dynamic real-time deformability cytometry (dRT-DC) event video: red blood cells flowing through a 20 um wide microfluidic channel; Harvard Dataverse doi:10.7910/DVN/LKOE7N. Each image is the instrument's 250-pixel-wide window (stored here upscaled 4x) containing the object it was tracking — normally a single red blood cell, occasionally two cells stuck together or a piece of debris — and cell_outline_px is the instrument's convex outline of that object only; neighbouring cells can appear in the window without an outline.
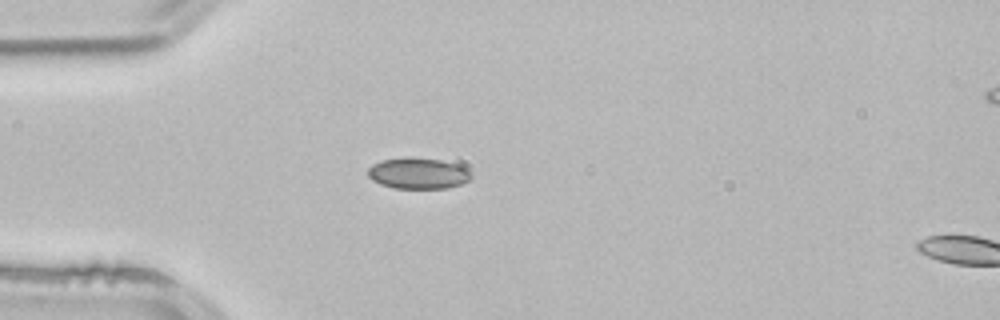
{"species": "common noctule bat (a hibernating species)", "species_latin": "Nyctalus noctula", "temperature_condition": "room temperature", "stored_images_in_passage": 39, "camera_frame_rate_fps": 3000, "um_per_image_px": 0.085, "animal": {"sex": "male", "body_mass_g": 21.5, "forearm_length_mm": 52.0}, "frame": {"image": 1, "passage_image": 1, "time_ms": 0.0, "image_size_px": [1000, 320], "cell_outline_px": [[472, 176], [468, 180], [460, 184], [448, 188], [396, 188], [380, 184], [372, 180], [368, 176], [368, 168], [372, 164], [380, 160], [404, 156], [440, 160], [456, 164], [464, 168]], "centroid_in_image_um": [35.48, 14.72], "position_along_channel_um": 49.5, "area_um2": 18.67}}
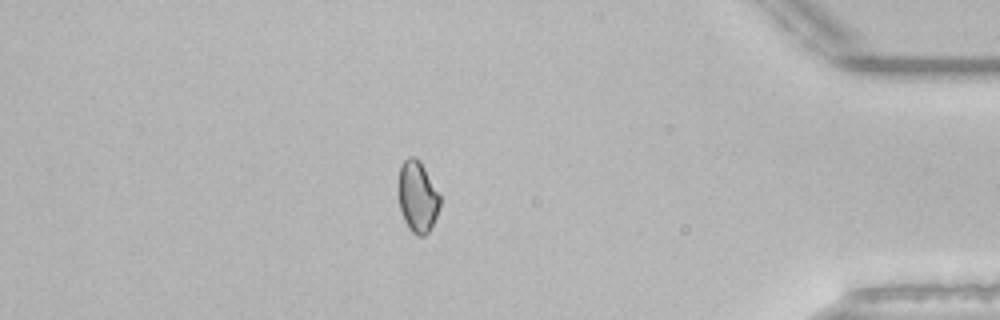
{"frame": {"image": 2, "passage_image": 32, "time_ms": 10.333, "image_size_px": [1000, 320], "cell_outline_px": [[440, 204], [436, 216], [428, 232], [424, 236], [416, 236], [408, 228], [404, 220], [400, 208], [396, 192], [396, 184], [400, 164], [408, 156], [416, 156], [420, 160], [440, 196]], "centroid_in_image_um": [35.43, 16.68], "position_along_channel_um": 399.8, "area_um2": 17.69}}
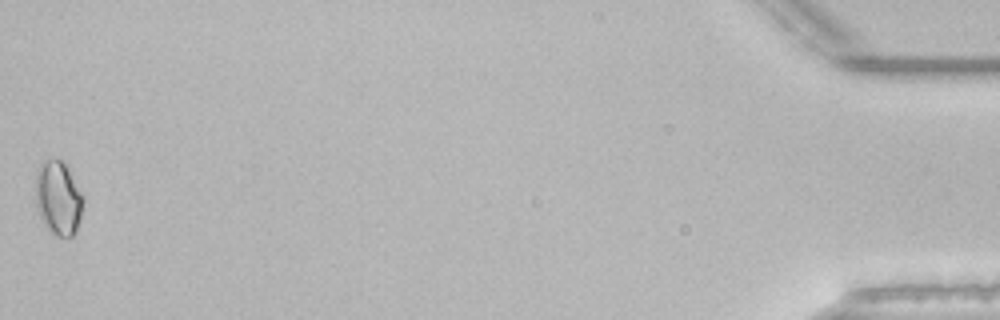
{"frame": {"image": 3, "passage_image": 39, "time_ms": 12.667, "image_size_px": [1000, 320], "cell_outline_px": [[84, 200], [76, 232], [72, 236], [56, 236], [48, 228], [40, 216], [36, 204], [36, 172], [40, 164], [44, 160], [64, 160], [84, 196]], "centroid_in_image_um": [4.97, 16.81], "position_along_channel_um": 430.2, "area_um2": 20.46}, "authors_computed_cell_mechanics": {"area_um2": 17.5712, "velocity_mm_per_s": 3.8848, "shape_relaxation_time_tau1_ms": 5.3878, "shape_relaxation_time_tau2_ms": 2.4386, "deformation_change_tau1": 0.0737, "deformation_change_tau2": 0.057}}